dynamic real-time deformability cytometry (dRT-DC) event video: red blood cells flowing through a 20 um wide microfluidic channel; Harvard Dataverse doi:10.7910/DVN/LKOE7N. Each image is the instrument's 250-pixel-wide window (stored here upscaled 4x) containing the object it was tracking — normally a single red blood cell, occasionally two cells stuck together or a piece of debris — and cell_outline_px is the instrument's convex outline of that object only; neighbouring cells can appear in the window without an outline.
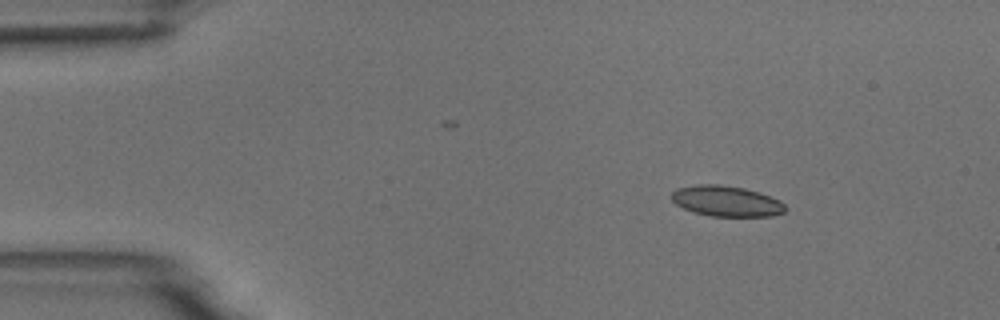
{"species": "common noctule bat (a hibernating species)", "species_latin": "Nyctalus noctula", "temperature_condition": "room temperature", "stored_images_in_passage": 5, "camera_frame_rate_fps": 3000, "um_per_image_px": 0.085, "animal": {"sex": "male", "body_mass_g": 18.8}, "frame": {"image": 1, "passage_image": 2, "time_ms": 1.333, "image_size_px": [1000, 320], "cell_outline_px": [[788, 208], [784, 212], [772, 216], [708, 216], [692, 212], [676, 204], [672, 200], [672, 192], [676, 188], [696, 184], [720, 184], [744, 188], [760, 192], [780, 200]], "centroid_in_image_um": [61.75, 17.09], "position_along_channel_um": 23.3, "area_um2": 20.52}}
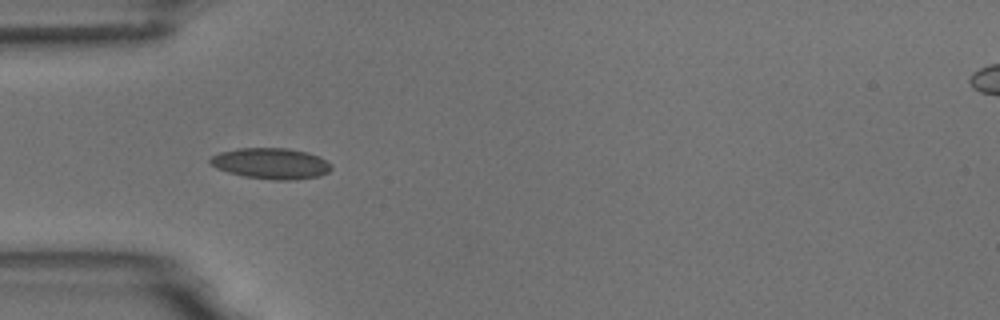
{"frame": {"image": 2, "passage_image": 4, "time_ms": 4.333, "image_size_px": [1000, 320], "cell_outline_px": [[332, 168], [328, 172], [320, 176], [296, 180], [272, 180], [244, 176], [228, 172], [216, 168], [208, 160], [212, 156], [220, 152], [236, 148], [288, 148], [308, 152], [320, 156], [332, 164]], "centroid_in_image_um": [23.07, 13.89], "position_along_channel_um": 61.9, "area_um2": 22.08}}